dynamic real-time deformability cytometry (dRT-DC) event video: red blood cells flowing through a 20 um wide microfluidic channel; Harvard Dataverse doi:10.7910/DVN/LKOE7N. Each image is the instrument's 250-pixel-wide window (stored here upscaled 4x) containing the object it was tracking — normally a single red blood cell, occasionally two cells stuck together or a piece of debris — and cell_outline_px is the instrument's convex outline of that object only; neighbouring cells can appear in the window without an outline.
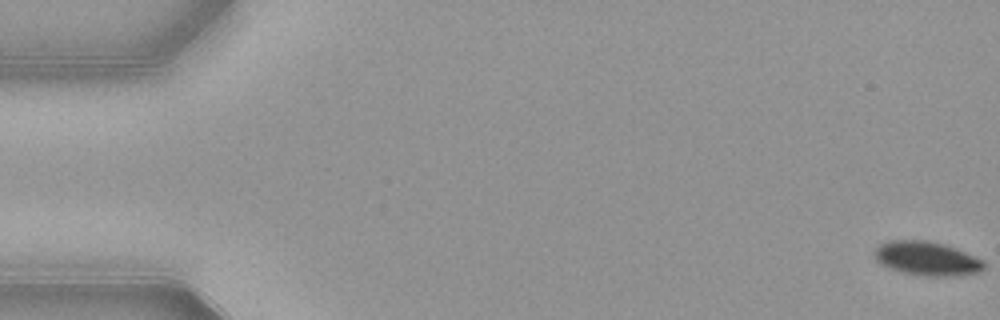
{"species": "common noctule bat (a hibernating species)", "species_latin": "Nyctalus noctula", "temperature_condition": "warm", "stored_images_in_passage": 55, "segment_of_instrument_passage": [1, 2], "camera_frame_rate_fps": 3000, "um_per_image_px": 0.085, "animal": {"sex": "female", "body_mass_g": 21.9}, "frame": {"image": 1, "passage_image": 1, "time_ms": 0.0, "image_size_px": [1000, 320], "cell_outline_px": [[984, 268], [980, 272], [960, 276], [924, 276], [900, 272], [880, 264], [872, 256], [872, 252], [880, 244], [888, 240], [928, 240], [944, 244], [956, 248], [984, 260]], "centroid_in_image_um": [78.76, 21.98], "position_along_channel_um": 6.2, "area_um2": 22.08}}
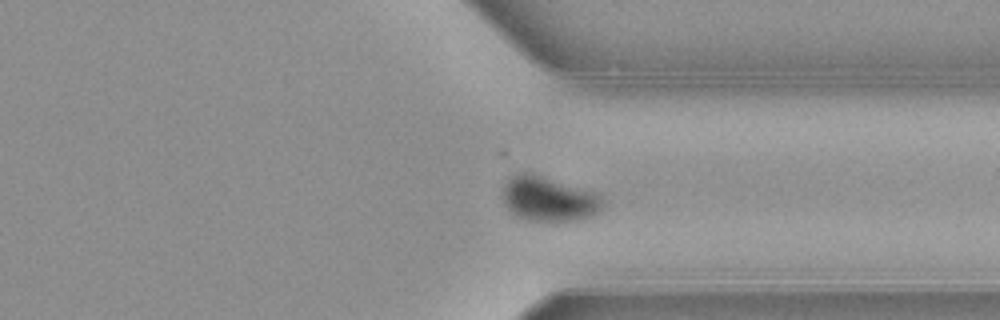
{"frame": {"image": 2, "passage_image": 41, "time_ms": 13.333, "image_size_px": [1000, 320], "cell_outline_px": [[604, 208], [600, 212], [576, 220], [528, 220], [516, 216], [504, 204], [504, 180], [516, 172], [532, 172], [596, 192], [600, 196], [604, 204]], "centroid_in_image_um": [46.63, 16.87], "position_along_channel_um": 364.8, "area_um2": 26.24}}
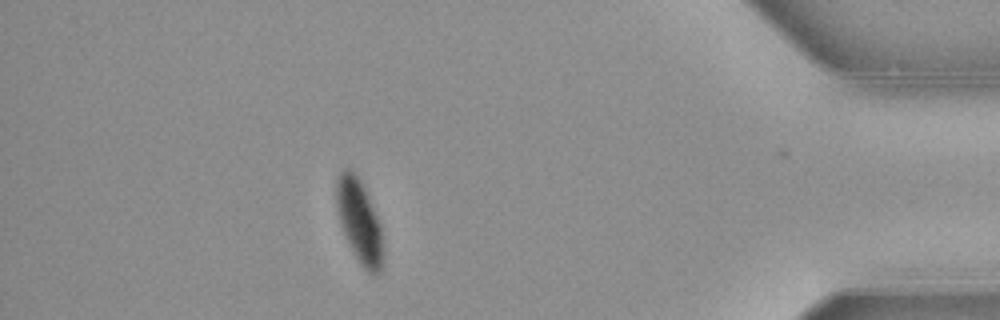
{"frame": {"image": 3, "passage_image": 48, "time_ms": 15.667, "image_size_px": [1000, 320], "cell_outline_px": [[384, 264], [380, 276], [376, 276], [368, 272], [360, 264], [344, 236], [340, 224], [336, 204], [336, 180], [340, 172], [344, 168], [348, 168], [356, 172], [364, 184], [380, 220], [384, 256]], "centroid_in_image_um": [30.58, 18.82], "position_along_channel_um": 404.6, "area_um2": 23.64}}